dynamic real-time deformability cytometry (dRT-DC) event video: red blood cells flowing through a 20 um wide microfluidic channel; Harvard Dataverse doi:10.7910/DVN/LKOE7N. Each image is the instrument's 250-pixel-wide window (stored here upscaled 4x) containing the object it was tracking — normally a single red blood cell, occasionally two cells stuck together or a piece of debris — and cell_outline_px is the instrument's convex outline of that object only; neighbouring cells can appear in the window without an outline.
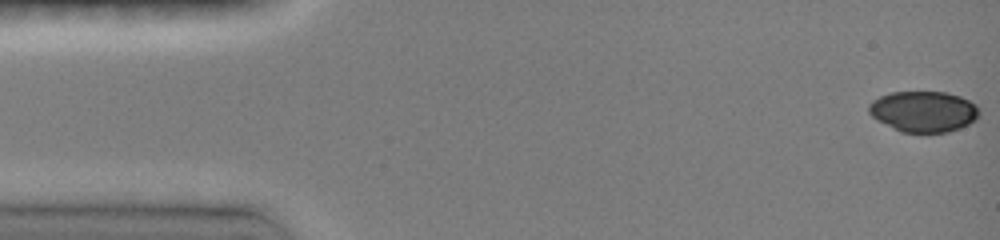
{"species": "common noctule bat (a hibernating species)", "species_latin": "Nyctalus noctula", "temperature_condition": "room temperature", "stored_images_in_passage": 8, "camera_frame_rate_fps": 3000, "um_per_image_px": 0.085, "animal": {"sex": "female", "body_mass_g": 19.0, "forearm_length_mm": 51.5}, "frame": {"image": 1, "passage_image": 1, "time_ms": 0.0, "image_size_px": [1000, 240], "cell_outline_px": [[980, 116], [976, 120], [960, 128], [948, 132], [904, 132], [872, 116], [868, 112], [868, 104], [872, 100], [880, 96], [892, 92], [948, 92], [960, 96], [976, 104], [980, 112]], "centroid_in_image_um": [78.55, 9.46], "position_along_channel_um": 6.5, "area_um2": 26.13}}
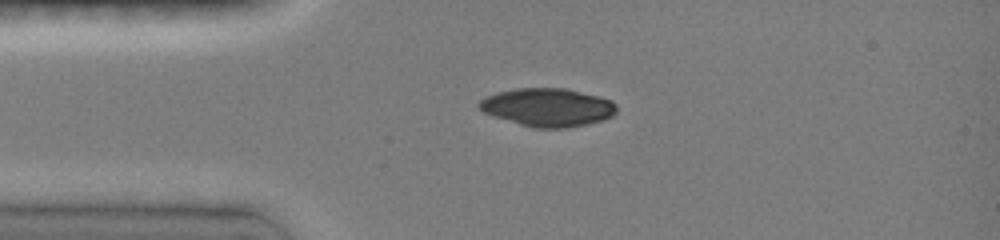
{"frame": {"image": 2, "passage_image": 7, "time_ms": 3.333, "image_size_px": [1000, 240], "cell_outline_px": [[616, 112], [612, 116], [604, 120], [568, 128], [536, 128], [520, 124], [484, 112], [476, 104], [480, 100], [496, 92], [516, 88], [568, 88], [600, 96], [612, 100], [616, 104]], "centroid_in_image_um": [46.6, 9.11], "position_along_channel_um": 38.4, "area_um2": 30.63}}